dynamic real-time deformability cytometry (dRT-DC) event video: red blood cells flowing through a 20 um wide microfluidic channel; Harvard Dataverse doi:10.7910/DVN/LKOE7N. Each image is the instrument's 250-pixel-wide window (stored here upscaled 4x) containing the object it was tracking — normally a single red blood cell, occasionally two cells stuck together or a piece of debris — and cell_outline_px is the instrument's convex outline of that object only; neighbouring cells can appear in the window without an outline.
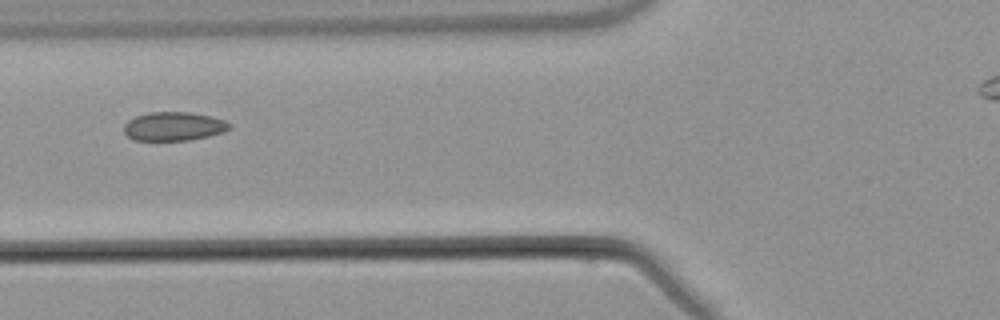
{"species": "common noctule bat (a hibernating species)", "species_latin": "Nyctalus noctula", "temperature_condition": "warm", "stored_images_in_passage": 9, "camera_frame_rate_fps": 3000, "um_per_image_px": 0.085, "animal": {"sex": "male", "body_mass_g": 21.5, "forearm_length_mm": 52.0}, "frame": {"image": 1, "passage_image": 6, "time_ms": 6.333, "image_size_px": [1000, 320], "cell_outline_px": [[232, 128], [224, 132], [208, 136], [188, 140], [132, 140], [124, 132], [124, 124], [128, 120], [136, 116], [148, 112], [192, 112], [212, 116], [224, 120], [232, 124]], "centroid_in_image_um": [14.79, 10.73], "position_along_channel_um": 111.0, "area_um2": 17.86}}
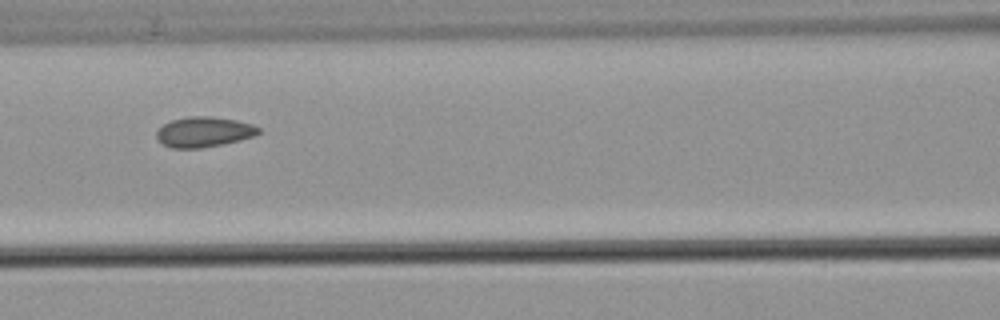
{"frame": {"image": 2, "passage_image": 7, "time_ms": 7.333, "image_size_px": [1000, 320], "cell_outline_px": [[260, 132], [252, 136], [240, 140], [200, 148], [172, 148], [164, 144], [156, 136], [156, 132], [164, 124], [172, 120], [192, 116], [212, 116], [236, 120], [252, 124], [260, 128]], "centroid_in_image_um": [17.34, 11.2], "position_along_channel_um": 149.3, "area_um2": 17.69}}